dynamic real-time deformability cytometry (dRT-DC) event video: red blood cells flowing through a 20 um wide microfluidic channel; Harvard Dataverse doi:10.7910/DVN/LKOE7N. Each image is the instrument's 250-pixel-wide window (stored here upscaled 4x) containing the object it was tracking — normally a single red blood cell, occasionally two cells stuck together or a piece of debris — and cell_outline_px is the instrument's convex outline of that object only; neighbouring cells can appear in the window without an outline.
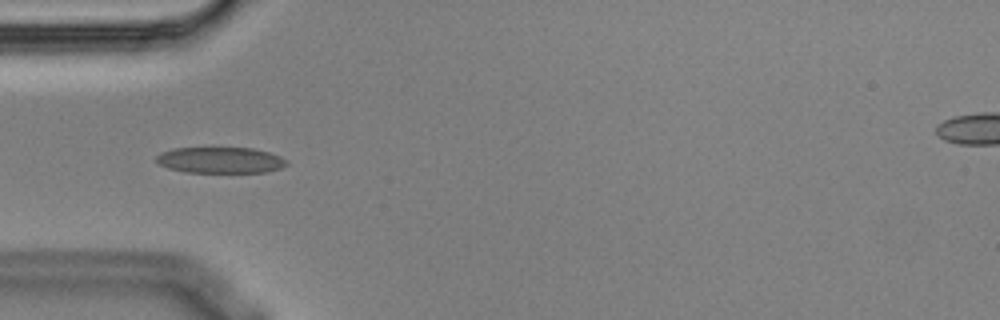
{"species": "Egyptian fruit bat (a non-hibernating species)", "species_latin": "Rousettus aegyptiacus", "temperature_condition": "cold", "stored_images_in_passage": 13, "camera_frame_rate_fps": 3000, "um_per_image_px": 0.085, "animal": {"sex": "male"}, "frame": {"image": 1, "passage_image": 3, "time_ms": 0.667, "image_size_px": [1000, 320], "cell_outline_px": [[288, 164], [280, 168], [268, 172], [184, 172], [168, 168], [156, 164], [156, 156], [160, 152], [172, 148], [212, 144], [252, 148], [268, 152], [280, 156], [288, 160]], "centroid_in_image_um": [18.66, 13.55], "position_along_channel_um": 66.3, "area_um2": 21.1}}
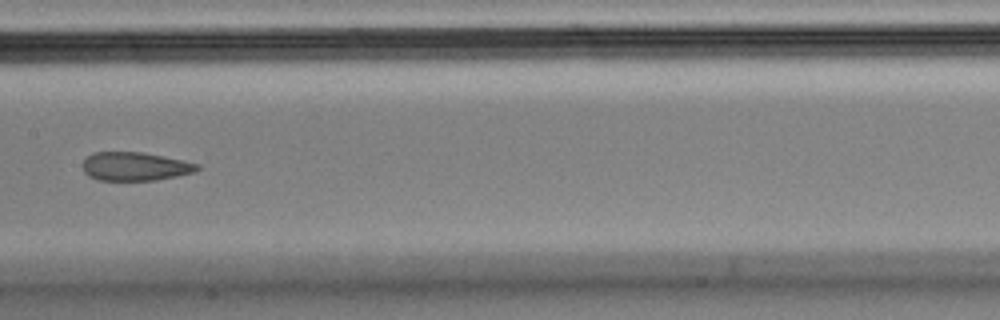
{"frame": {"image": 2, "passage_image": 6, "time_ms": 1.667, "image_size_px": [1000, 320], "cell_outline_px": [[200, 168], [196, 172], [156, 180], [100, 180], [88, 176], [84, 172], [84, 160], [92, 152], [140, 152], [164, 156], [200, 164]], "centroid_in_image_um": [11.51, 14.14], "position_along_channel_um": 195.9, "area_um2": 19.02}}
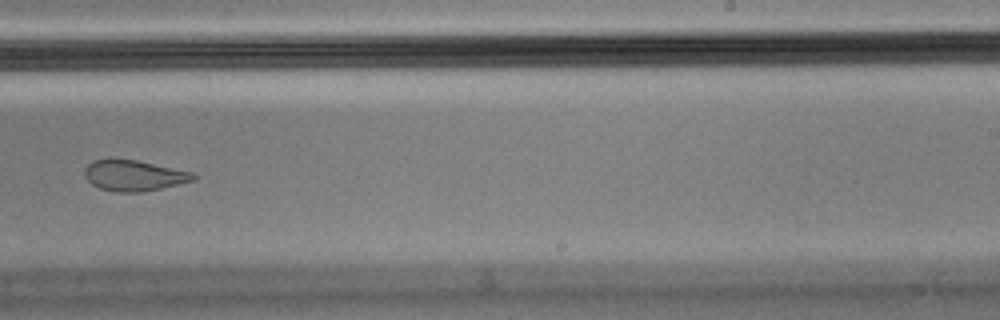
{"frame": {"image": 3, "passage_image": 8, "time_ms": 2.333, "image_size_px": [1000, 320], "cell_outline_px": [[196, 180], [160, 188], [140, 192], [116, 192], [100, 188], [92, 184], [84, 176], [84, 168], [92, 160], [108, 156], [112, 156], [136, 160], [196, 172]], "centroid_in_image_um": [11.35, 14.87], "position_along_channel_um": 277.6, "area_um2": 20.11}}